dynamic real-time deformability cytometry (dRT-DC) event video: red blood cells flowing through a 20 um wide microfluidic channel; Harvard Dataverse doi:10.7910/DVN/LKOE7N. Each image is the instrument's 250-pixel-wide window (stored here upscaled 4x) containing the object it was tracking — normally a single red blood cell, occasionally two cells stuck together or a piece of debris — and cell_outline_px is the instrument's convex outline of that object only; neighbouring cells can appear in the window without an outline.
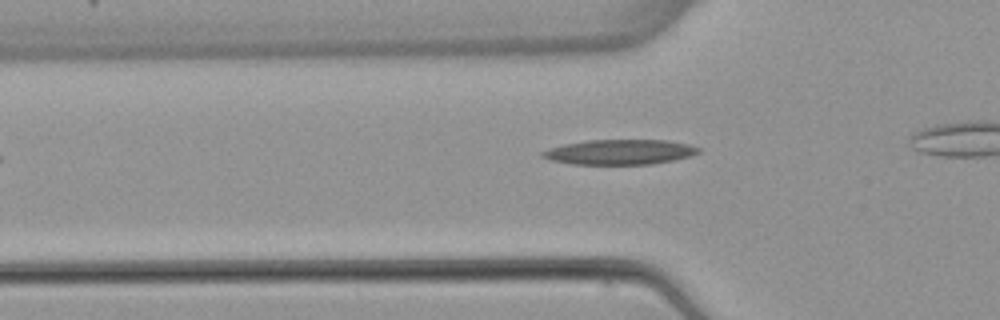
{"species": "common noctule bat (a hibernating species)", "species_latin": "Nyctalus noctula", "temperature_condition": "warm", "stored_images_in_passage": 3, "camera_frame_rate_fps": 3000, "um_per_image_px": 0.085, "animal": {"sex": "female", "body_mass_g": 22.7, "forearm_length_mm": 54.2}, "frame": {"image": 1, "passage_image": 3, "time_ms": 3.0, "image_size_px": [1000, 320], "cell_outline_px": [[700, 152], [692, 156], [652, 164], [572, 164], [552, 160], [540, 156], [540, 152], [548, 148], [564, 144], [588, 140], [668, 140], [688, 144], [700, 148]], "centroid_in_image_um": [52.68, 12.92], "position_along_channel_um": 73.1, "area_um2": 22.77}}